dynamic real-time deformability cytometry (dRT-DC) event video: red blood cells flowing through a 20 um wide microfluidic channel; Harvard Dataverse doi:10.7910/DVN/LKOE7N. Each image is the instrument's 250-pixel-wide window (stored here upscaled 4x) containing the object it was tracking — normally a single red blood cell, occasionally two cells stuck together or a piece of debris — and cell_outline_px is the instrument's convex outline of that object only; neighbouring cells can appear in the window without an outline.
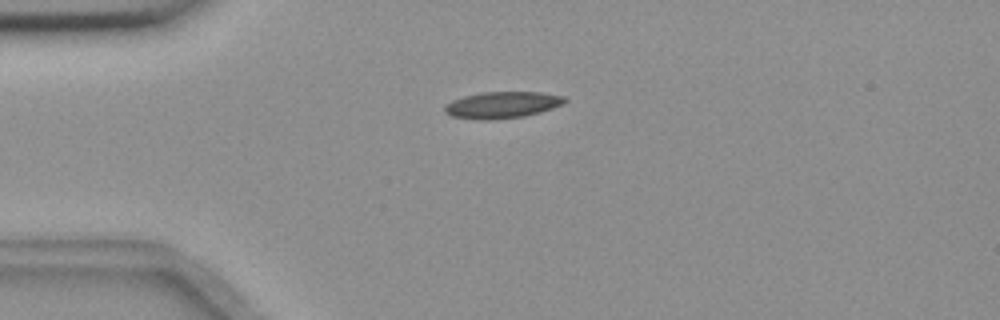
{"species": "common noctule bat (a hibernating species)", "species_latin": "Nyctalus noctula", "temperature_condition": "room temperature", "stored_images_in_passage": 43, "camera_frame_rate_fps": 3000, "um_per_image_px": 0.085, "animal": {"sex": "female", "body_mass_g": 18.4}, "frame": {"image": 1, "passage_image": 1, "time_ms": 0.0, "image_size_px": [1000, 320], "cell_outline_px": [[568, 100], [564, 104], [540, 112], [524, 116], [492, 120], [480, 120], [452, 116], [444, 112], [444, 108], [452, 100], [464, 96], [484, 92], [540, 92], [564, 96]], "centroid_in_image_um": [42.71, 8.92], "position_along_channel_um": 42.3, "area_um2": 18.55}}
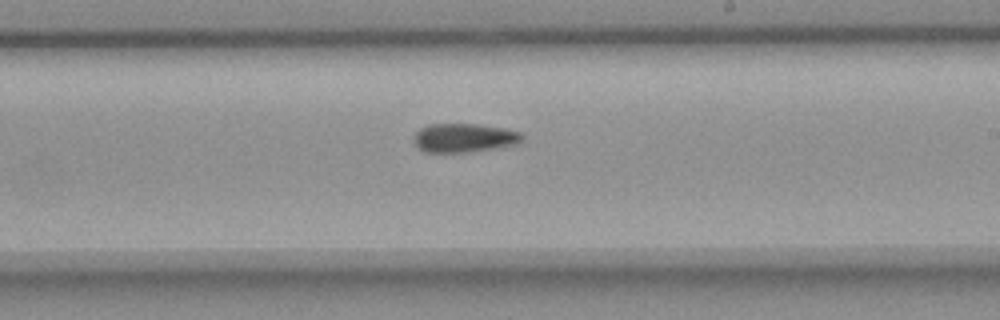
{"frame": {"image": 2, "passage_image": 20, "time_ms": 6.333, "image_size_px": [1000, 320], "cell_outline_px": [[524, 140], [516, 144], [496, 148], [468, 152], [424, 152], [416, 148], [412, 140], [412, 136], [420, 128], [428, 124], [476, 124], [504, 128], [520, 132], [524, 136]], "centroid_in_image_um": [39.41, 11.72], "position_along_channel_um": 249.6, "area_um2": 18.5}}
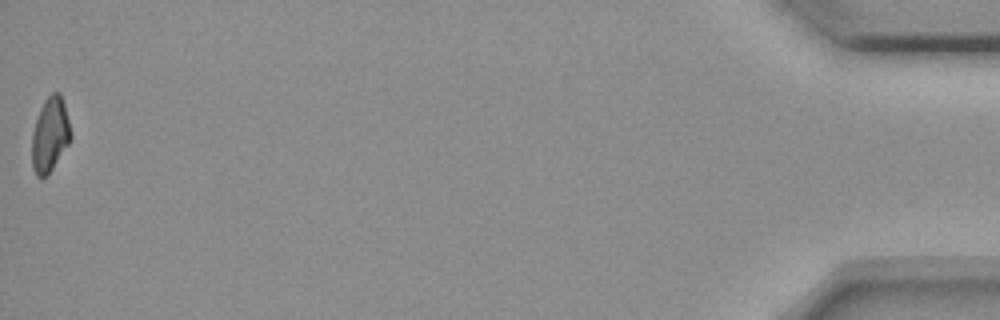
{"frame": {"image": 3, "passage_image": 43, "time_ms": 14.0, "image_size_px": [1000, 320], "cell_outline_px": [[72, 136], [68, 144], [48, 176], [36, 176], [32, 168], [32, 132], [40, 108], [44, 100], [52, 92], [60, 92], [64, 104], [72, 132]], "centroid_in_image_um": [4.25, 11.45], "position_along_channel_um": 430.9, "area_um2": 16.94}}